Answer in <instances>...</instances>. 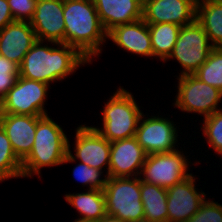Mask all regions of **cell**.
Instances as JSON below:
<instances>
[{
	"instance_id": "cell-1",
	"label": "cell",
	"mask_w": 222,
	"mask_h": 222,
	"mask_svg": "<svg viewBox=\"0 0 222 222\" xmlns=\"http://www.w3.org/2000/svg\"><path fill=\"white\" fill-rule=\"evenodd\" d=\"M48 43L37 40L33 44L19 66V76L50 85L69 79L68 76L76 73L80 67L92 64L72 46L51 41Z\"/></svg>"
},
{
	"instance_id": "cell-2",
	"label": "cell",
	"mask_w": 222,
	"mask_h": 222,
	"mask_svg": "<svg viewBox=\"0 0 222 222\" xmlns=\"http://www.w3.org/2000/svg\"><path fill=\"white\" fill-rule=\"evenodd\" d=\"M64 44L76 48L91 63L101 56L107 31L93 0H63ZM92 60V61H91Z\"/></svg>"
},
{
	"instance_id": "cell-3",
	"label": "cell",
	"mask_w": 222,
	"mask_h": 222,
	"mask_svg": "<svg viewBox=\"0 0 222 222\" xmlns=\"http://www.w3.org/2000/svg\"><path fill=\"white\" fill-rule=\"evenodd\" d=\"M49 115L37 116V128L32 150L22 161V178H40L42 168L63 165L68 153V137L62 125Z\"/></svg>"
},
{
	"instance_id": "cell-4",
	"label": "cell",
	"mask_w": 222,
	"mask_h": 222,
	"mask_svg": "<svg viewBox=\"0 0 222 222\" xmlns=\"http://www.w3.org/2000/svg\"><path fill=\"white\" fill-rule=\"evenodd\" d=\"M132 94L119 86L104 103L102 127L91 125L109 142L135 136L143 110Z\"/></svg>"
},
{
	"instance_id": "cell-5",
	"label": "cell",
	"mask_w": 222,
	"mask_h": 222,
	"mask_svg": "<svg viewBox=\"0 0 222 222\" xmlns=\"http://www.w3.org/2000/svg\"><path fill=\"white\" fill-rule=\"evenodd\" d=\"M108 215L123 222L144 219L140 177H108L103 190Z\"/></svg>"
},
{
	"instance_id": "cell-6",
	"label": "cell",
	"mask_w": 222,
	"mask_h": 222,
	"mask_svg": "<svg viewBox=\"0 0 222 222\" xmlns=\"http://www.w3.org/2000/svg\"><path fill=\"white\" fill-rule=\"evenodd\" d=\"M177 94L173 106L187 114H197L203 118L222 109V92L204 83L194 74L177 76Z\"/></svg>"
},
{
	"instance_id": "cell-7",
	"label": "cell",
	"mask_w": 222,
	"mask_h": 222,
	"mask_svg": "<svg viewBox=\"0 0 222 222\" xmlns=\"http://www.w3.org/2000/svg\"><path fill=\"white\" fill-rule=\"evenodd\" d=\"M214 48L202 25L195 20L181 27L173 51L165 62L177 60L183 68L178 76L194 74Z\"/></svg>"
},
{
	"instance_id": "cell-8",
	"label": "cell",
	"mask_w": 222,
	"mask_h": 222,
	"mask_svg": "<svg viewBox=\"0 0 222 222\" xmlns=\"http://www.w3.org/2000/svg\"><path fill=\"white\" fill-rule=\"evenodd\" d=\"M51 86L19 76L0 102V114L48 115L45 108Z\"/></svg>"
},
{
	"instance_id": "cell-9",
	"label": "cell",
	"mask_w": 222,
	"mask_h": 222,
	"mask_svg": "<svg viewBox=\"0 0 222 222\" xmlns=\"http://www.w3.org/2000/svg\"><path fill=\"white\" fill-rule=\"evenodd\" d=\"M188 157L178 149L169 153L149 154L139 177L141 181L167 189L193 174L190 173L192 162Z\"/></svg>"
},
{
	"instance_id": "cell-10",
	"label": "cell",
	"mask_w": 222,
	"mask_h": 222,
	"mask_svg": "<svg viewBox=\"0 0 222 222\" xmlns=\"http://www.w3.org/2000/svg\"><path fill=\"white\" fill-rule=\"evenodd\" d=\"M74 154L71 151V144L68 138V153L64 158L63 165L79 161L88 166L105 171L108 176L110 165L111 142L104 138L92 126L78 125L74 136ZM107 169V170H106Z\"/></svg>"
},
{
	"instance_id": "cell-11",
	"label": "cell",
	"mask_w": 222,
	"mask_h": 222,
	"mask_svg": "<svg viewBox=\"0 0 222 222\" xmlns=\"http://www.w3.org/2000/svg\"><path fill=\"white\" fill-rule=\"evenodd\" d=\"M171 117L172 115L170 119L169 116L164 118L160 113L157 116L142 114L135 138L147 155L169 153L180 147L178 146L180 145L178 143V138H180L178 135L179 131L177 125L174 124L175 122L171 120Z\"/></svg>"
},
{
	"instance_id": "cell-12",
	"label": "cell",
	"mask_w": 222,
	"mask_h": 222,
	"mask_svg": "<svg viewBox=\"0 0 222 222\" xmlns=\"http://www.w3.org/2000/svg\"><path fill=\"white\" fill-rule=\"evenodd\" d=\"M196 175L167 188L168 222H186L206 200L205 192L196 188ZM200 190V191H198Z\"/></svg>"
},
{
	"instance_id": "cell-13",
	"label": "cell",
	"mask_w": 222,
	"mask_h": 222,
	"mask_svg": "<svg viewBox=\"0 0 222 222\" xmlns=\"http://www.w3.org/2000/svg\"><path fill=\"white\" fill-rule=\"evenodd\" d=\"M198 0H148L143 3L147 24L174 23L179 26L196 20Z\"/></svg>"
},
{
	"instance_id": "cell-14",
	"label": "cell",
	"mask_w": 222,
	"mask_h": 222,
	"mask_svg": "<svg viewBox=\"0 0 222 222\" xmlns=\"http://www.w3.org/2000/svg\"><path fill=\"white\" fill-rule=\"evenodd\" d=\"M147 153L135 136L111 142L108 177H138Z\"/></svg>"
},
{
	"instance_id": "cell-15",
	"label": "cell",
	"mask_w": 222,
	"mask_h": 222,
	"mask_svg": "<svg viewBox=\"0 0 222 222\" xmlns=\"http://www.w3.org/2000/svg\"><path fill=\"white\" fill-rule=\"evenodd\" d=\"M30 24L37 40L64 43L63 0H37Z\"/></svg>"
},
{
	"instance_id": "cell-16",
	"label": "cell",
	"mask_w": 222,
	"mask_h": 222,
	"mask_svg": "<svg viewBox=\"0 0 222 222\" xmlns=\"http://www.w3.org/2000/svg\"><path fill=\"white\" fill-rule=\"evenodd\" d=\"M107 39L111 40L119 49L132 54L153 57V48L148 24L138 20L130 24H120L107 32Z\"/></svg>"
},
{
	"instance_id": "cell-17",
	"label": "cell",
	"mask_w": 222,
	"mask_h": 222,
	"mask_svg": "<svg viewBox=\"0 0 222 222\" xmlns=\"http://www.w3.org/2000/svg\"><path fill=\"white\" fill-rule=\"evenodd\" d=\"M0 126L6 132L14 153L23 161L32 150L37 128V116L0 114Z\"/></svg>"
},
{
	"instance_id": "cell-18",
	"label": "cell",
	"mask_w": 222,
	"mask_h": 222,
	"mask_svg": "<svg viewBox=\"0 0 222 222\" xmlns=\"http://www.w3.org/2000/svg\"><path fill=\"white\" fill-rule=\"evenodd\" d=\"M36 41L29 21H14L0 29V55L20 66Z\"/></svg>"
},
{
	"instance_id": "cell-19",
	"label": "cell",
	"mask_w": 222,
	"mask_h": 222,
	"mask_svg": "<svg viewBox=\"0 0 222 222\" xmlns=\"http://www.w3.org/2000/svg\"><path fill=\"white\" fill-rule=\"evenodd\" d=\"M93 2L107 32L117 25L143 19L141 0H93Z\"/></svg>"
},
{
	"instance_id": "cell-20",
	"label": "cell",
	"mask_w": 222,
	"mask_h": 222,
	"mask_svg": "<svg viewBox=\"0 0 222 222\" xmlns=\"http://www.w3.org/2000/svg\"><path fill=\"white\" fill-rule=\"evenodd\" d=\"M86 192L65 194V201L78 212L77 219L98 221L107 214L105 195L99 189H85Z\"/></svg>"
},
{
	"instance_id": "cell-21",
	"label": "cell",
	"mask_w": 222,
	"mask_h": 222,
	"mask_svg": "<svg viewBox=\"0 0 222 222\" xmlns=\"http://www.w3.org/2000/svg\"><path fill=\"white\" fill-rule=\"evenodd\" d=\"M196 20L214 47H222V0H198Z\"/></svg>"
},
{
	"instance_id": "cell-22",
	"label": "cell",
	"mask_w": 222,
	"mask_h": 222,
	"mask_svg": "<svg viewBox=\"0 0 222 222\" xmlns=\"http://www.w3.org/2000/svg\"><path fill=\"white\" fill-rule=\"evenodd\" d=\"M144 218L154 222H168L167 189L140 179Z\"/></svg>"
},
{
	"instance_id": "cell-23",
	"label": "cell",
	"mask_w": 222,
	"mask_h": 222,
	"mask_svg": "<svg viewBox=\"0 0 222 222\" xmlns=\"http://www.w3.org/2000/svg\"><path fill=\"white\" fill-rule=\"evenodd\" d=\"M153 58L165 62L171 55L181 26L174 23L148 24Z\"/></svg>"
},
{
	"instance_id": "cell-24",
	"label": "cell",
	"mask_w": 222,
	"mask_h": 222,
	"mask_svg": "<svg viewBox=\"0 0 222 222\" xmlns=\"http://www.w3.org/2000/svg\"><path fill=\"white\" fill-rule=\"evenodd\" d=\"M22 178V161L16 156L6 132L0 126V182Z\"/></svg>"
},
{
	"instance_id": "cell-25",
	"label": "cell",
	"mask_w": 222,
	"mask_h": 222,
	"mask_svg": "<svg viewBox=\"0 0 222 222\" xmlns=\"http://www.w3.org/2000/svg\"><path fill=\"white\" fill-rule=\"evenodd\" d=\"M194 75L222 92V47H215Z\"/></svg>"
},
{
	"instance_id": "cell-26",
	"label": "cell",
	"mask_w": 222,
	"mask_h": 222,
	"mask_svg": "<svg viewBox=\"0 0 222 222\" xmlns=\"http://www.w3.org/2000/svg\"><path fill=\"white\" fill-rule=\"evenodd\" d=\"M200 130L209 149L222 157V109L204 117Z\"/></svg>"
},
{
	"instance_id": "cell-27",
	"label": "cell",
	"mask_w": 222,
	"mask_h": 222,
	"mask_svg": "<svg viewBox=\"0 0 222 222\" xmlns=\"http://www.w3.org/2000/svg\"><path fill=\"white\" fill-rule=\"evenodd\" d=\"M75 163L77 164L72 170L75 181H79L83 187L86 186L87 190L99 189L103 191L105 189L108 176L104 175L103 171L81 162L78 163V161Z\"/></svg>"
},
{
	"instance_id": "cell-28",
	"label": "cell",
	"mask_w": 222,
	"mask_h": 222,
	"mask_svg": "<svg viewBox=\"0 0 222 222\" xmlns=\"http://www.w3.org/2000/svg\"><path fill=\"white\" fill-rule=\"evenodd\" d=\"M19 77V65L0 55V102Z\"/></svg>"
},
{
	"instance_id": "cell-29",
	"label": "cell",
	"mask_w": 222,
	"mask_h": 222,
	"mask_svg": "<svg viewBox=\"0 0 222 222\" xmlns=\"http://www.w3.org/2000/svg\"><path fill=\"white\" fill-rule=\"evenodd\" d=\"M186 222H222V205L206 198L199 210Z\"/></svg>"
},
{
	"instance_id": "cell-30",
	"label": "cell",
	"mask_w": 222,
	"mask_h": 222,
	"mask_svg": "<svg viewBox=\"0 0 222 222\" xmlns=\"http://www.w3.org/2000/svg\"><path fill=\"white\" fill-rule=\"evenodd\" d=\"M14 21H29L33 18L37 0H7Z\"/></svg>"
},
{
	"instance_id": "cell-31",
	"label": "cell",
	"mask_w": 222,
	"mask_h": 222,
	"mask_svg": "<svg viewBox=\"0 0 222 222\" xmlns=\"http://www.w3.org/2000/svg\"><path fill=\"white\" fill-rule=\"evenodd\" d=\"M14 22L7 0H0V29Z\"/></svg>"
},
{
	"instance_id": "cell-32",
	"label": "cell",
	"mask_w": 222,
	"mask_h": 222,
	"mask_svg": "<svg viewBox=\"0 0 222 222\" xmlns=\"http://www.w3.org/2000/svg\"><path fill=\"white\" fill-rule=\"evenodd\" d=\"M97 222H123V221L115 216L106 214L102 218H100Z\"/></svg>"
},
{
	"instance_id": "cell-33",
	"label": "cell",
	"mask_w": 222,
	"mask_h": 222,
	"mask_svg": "<svg viewBox=\"0 0 222 222\" xmlns=\"http://www.w3.org/2000/svg\"><path fill=\"white\" fill-rule=\"evenodd\" d=\"M72 222H96V221H89V220H81V219H76Z\"/></svg>"
},
{
	"instance_id": "cell-34",
	"label": "cell",
	"mask_w": 222,
	"mask_h": 222,
	"mask_svg": "<svg viewBox=\"0 0 222 222\" xmlns=\"http://www.w3.org/2000/svg\"><path fill=\"white\" fill-rule=\"evenodd\" d=\"M135 222H154V221H148L147 219H140L139 221H135Z\"/></svg>"
}]
</instances>
